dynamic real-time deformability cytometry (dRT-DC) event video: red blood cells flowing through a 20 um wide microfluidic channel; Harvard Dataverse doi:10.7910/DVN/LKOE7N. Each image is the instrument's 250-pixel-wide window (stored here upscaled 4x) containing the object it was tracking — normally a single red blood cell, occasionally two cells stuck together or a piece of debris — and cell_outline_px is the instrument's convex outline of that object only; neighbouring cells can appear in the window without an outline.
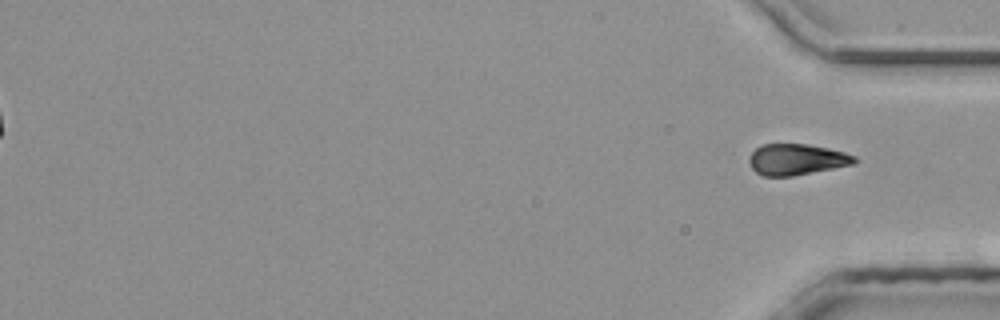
{"species": "common noctule bat (a hibernating species)", "species_latin": "Nyctalus noctula", "temperature_condition": "room temperature", "stored_images_in_passage": 44, "segment_of_instrument_passage": [2, 2], "camera_frame_rate_fps": 3000, "um_per_image_px": 0.085, "animal": {"sex": "male", "body_mass_g": 20.4}, "frame": {"image": 1, "passage_image": 44, "time_ms": 14.333, "image_size_px": [1000, 320], "cell_outline_px": [[856, 160], [852, 164], [792, 176], [764, 176], [756, 172], [752, 168], [748, 160], [752, 152], [760, 144], [808, 144], [828, 148], [844, 152], [856, 156]], "centroid_in_image_um": [67.67, 13.54], "position_along_channel_um": 367.5, "area_um2": 18.9}}